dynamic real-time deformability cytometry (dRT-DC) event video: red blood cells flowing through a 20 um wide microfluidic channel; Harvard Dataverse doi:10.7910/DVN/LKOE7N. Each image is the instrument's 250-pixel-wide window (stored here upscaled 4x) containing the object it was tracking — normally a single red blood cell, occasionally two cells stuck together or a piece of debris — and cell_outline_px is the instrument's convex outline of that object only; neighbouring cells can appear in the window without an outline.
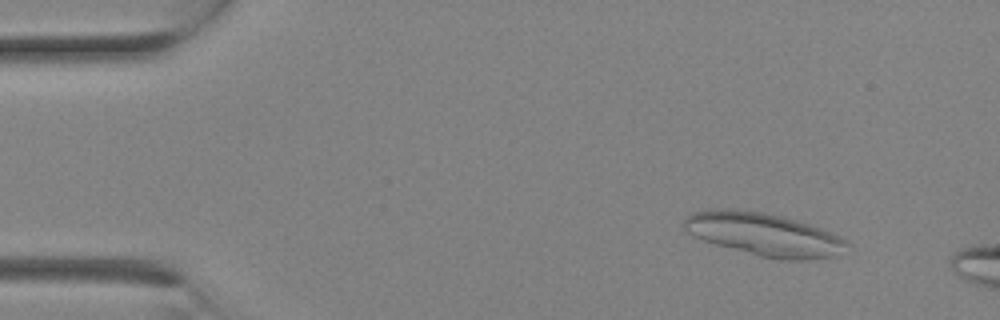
{"species": "Egyptian fruit bat (a non-hibernating species)", "species_latin": "Rousettus aegyptiacus", "temperature_condition": "room temperature", "stored_images_in_passage": 5, "camera_frame_rate_fps": 3000, "um_per_image_px": 0.085, "animal": {"sex": "female"}, "frame": {"image": 1, "passage_image": 2, "time_ms": 0.333, "image_size_px": [1000, 320], "cell_outline_px": [[852, 244], [832, 256], [808, 260], [780, 260], [760, 256], [716, 244], [704, 240], [688, 232], [684, 228], [684, 220], [692, 212], [708, 208], [736, 208], [764, 212], [784, 216], [820, 228], [840, 236], [848, 240]], "centroid_in_image_um": [64.93, 19.9], "position_along_channel_um": 20.1, "area_um2": 40.86}}